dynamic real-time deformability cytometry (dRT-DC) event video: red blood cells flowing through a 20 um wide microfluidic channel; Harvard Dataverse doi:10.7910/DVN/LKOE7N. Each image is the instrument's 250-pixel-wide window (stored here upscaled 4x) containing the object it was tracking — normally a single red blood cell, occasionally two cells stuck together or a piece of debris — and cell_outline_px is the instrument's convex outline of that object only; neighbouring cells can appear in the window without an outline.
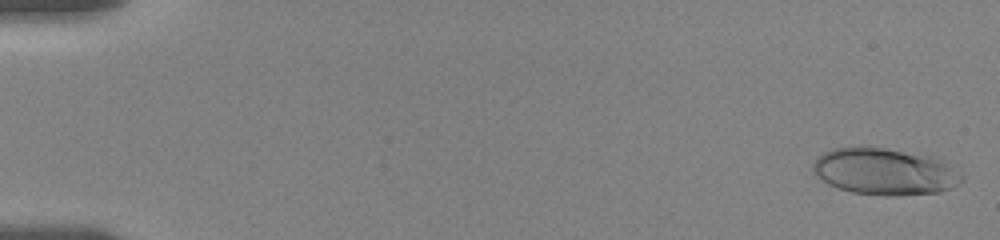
{"species": "human", "species_latin": "Homo sapiens", "temperature_condition": "room temperature", "stored_images_in_passage": 24, "camera_frame_rate_fps": 3000, "um_per_image_px": 0.085, "donor": {"sex": "female"}, "frame": {"image": 1, "passage_image": 2, "time_ms": 0.333, "image_size_px": [1000, 240], "cell_outline_px": [[964, 180], [952, 188], [940, 192], [896, 196], [884, 196], [852, 192], [828, 184], [820, 180], [812, 172], [812, 164], [816, 156], [832, 148], [884, 148], [936, 156], [944, 160]], "centroid_in_image_um": [75.18, 14.59], "position_along_channel_um": 9.8, "area_um2": 40.63}}
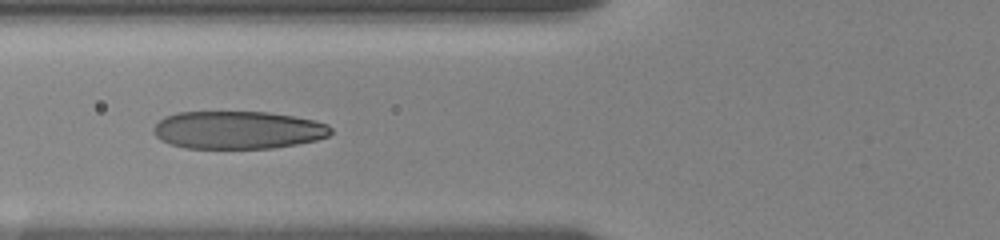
{"frame": {"image": 2, "passage_image": 18, "time_ms": 7.333, "image_size_px": [1000, 240], "cell_outline_px": [[332, 132], [328, 136], [316, 140], [296, 144], [272, 148], [184, 148], [160, 140], [152, 132], [152, 128], [164, 116], [176, 112], [268, 112], [292, 116], [312, 120], [328, 124], [332, 128]], "centroid_in_image_um": [20.19, 11.05], "position_along_channel_um": 105.6, "area_um2": 39.13}}
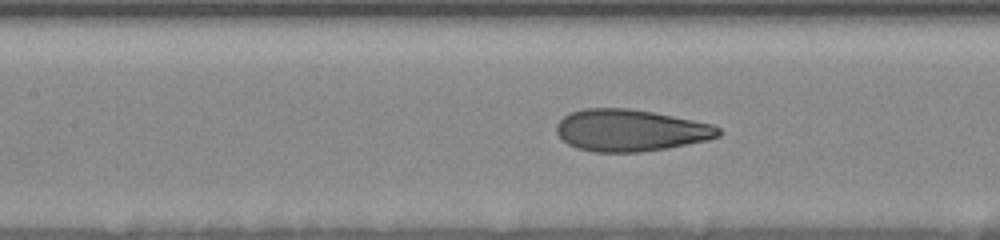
{"frame": {"image": 3, "passage_image": 22, "time_ms": 8.667, "image_size_px": [1000, 240], "cell_outline_px": [[720, 136], [708, 140], [668, 148], [640, 152], [592, 152], [576, 148], [568, 144], [556, 132], [556, 124], [564, 116], [572, 112], [584, 108], [628, 108], [652, 112], [712, 124], [720, 128]], "centroid_in_image_um": [53.57, 11.09], "position_along_channel_um": 153.8, "area_um2": 39.48}}